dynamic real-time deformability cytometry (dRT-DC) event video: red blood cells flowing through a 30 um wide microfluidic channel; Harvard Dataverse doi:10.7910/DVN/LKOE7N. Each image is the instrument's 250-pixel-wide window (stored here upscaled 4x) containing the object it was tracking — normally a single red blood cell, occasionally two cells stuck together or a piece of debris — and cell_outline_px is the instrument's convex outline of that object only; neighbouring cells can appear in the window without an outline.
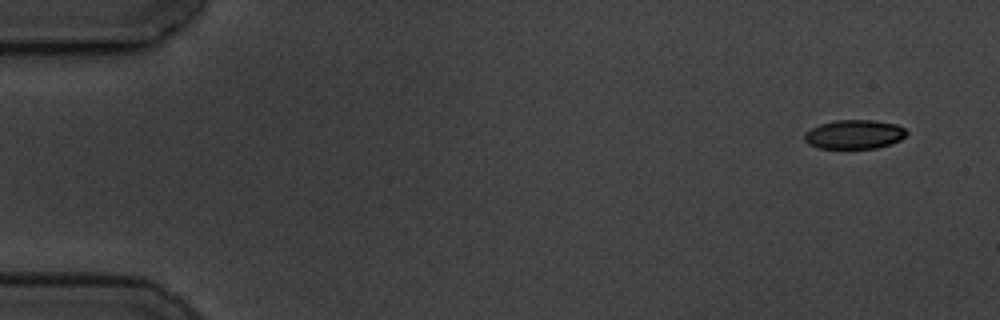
{"species": "common noctule bat (a hibernating species)", "species_latin": "Nyctalus noctula", "temperature_condition": "cold", "stored_images_in_passage": 15, "segment_of_instrument_passage": [1, 2], "camera_frame_rate_fps": 3000, "um_per_image_px": 0.085, "animal": {"sex": "male", "body_mass_g": 19.5, "forearm_length_mm": 54.6}, "frame": {"image": 1, "passage_image": 1, "time_ms": 0.0, "image_size_px": [1000, 320], "cell_outline_px": [[908, 132], [900, 140], [892, 144], [876, 148], [820, 148], [808, 144], [804, 140], [804, 132], [820, 124], [836, 120], [876, 120], [896, 124], [904, 128]], "centroid_in_image_um": [72.62, 11.42], "position_along_channel_um": 12.4, "area_um2": 17.34}}
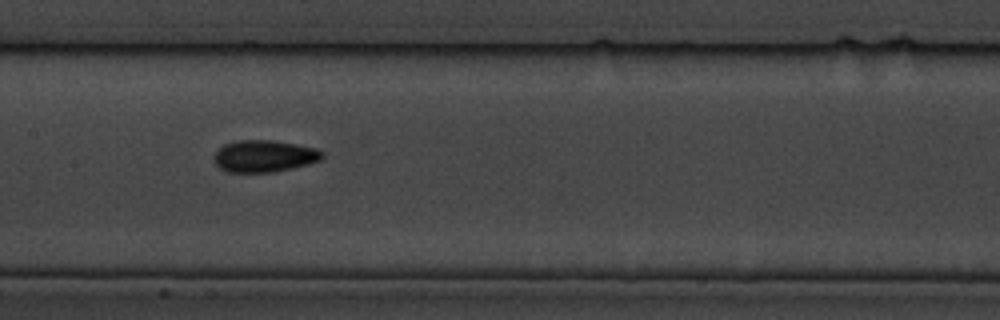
{"frame": {"image": 2, "passage_image": 7, "time_ms": 8.333, "image_size_px": [1000, 320], "cell_outline_px": [[324, 156], [320, 160], [308, 164], [292, 168], [272, 172], [224, 172], [212, 160], [212, 156], [224, 144], [240, 140], [272, 140], [296, 144], [316, 148], [324, 152]], "centroid_in_image_um": [22.44, 13.27], "position_along_channel_um": 185.0, "area_um2": 20.23}}
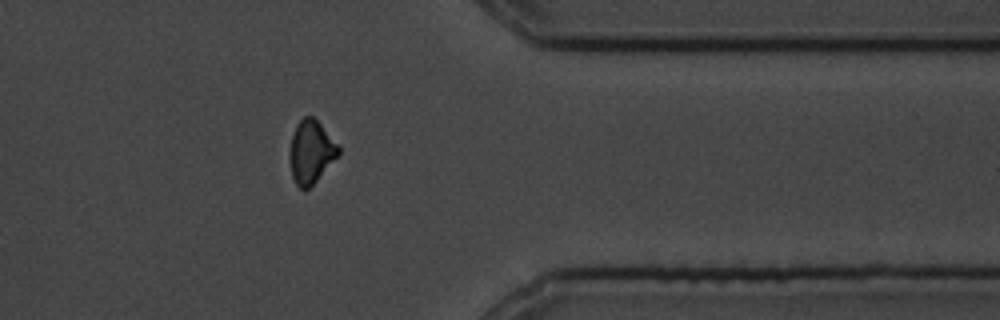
{"frame": {"image": 3, "passage_image": 12, "time_ms": 14.333, "image_size_px": [1000, 320], "cell_outline_px": [[340, 152], [316, 180], [308, 188], [300, 188], [296, 184], [292, 176], [288, 156], [292, 136], [296, 124], [304, 116], [312, 116], [320, 124], [340, 148]], "centroid_in_image_um": [26.39, 12.89], "position_along_channel_um": 385.0, "area_um2": 17.46}}